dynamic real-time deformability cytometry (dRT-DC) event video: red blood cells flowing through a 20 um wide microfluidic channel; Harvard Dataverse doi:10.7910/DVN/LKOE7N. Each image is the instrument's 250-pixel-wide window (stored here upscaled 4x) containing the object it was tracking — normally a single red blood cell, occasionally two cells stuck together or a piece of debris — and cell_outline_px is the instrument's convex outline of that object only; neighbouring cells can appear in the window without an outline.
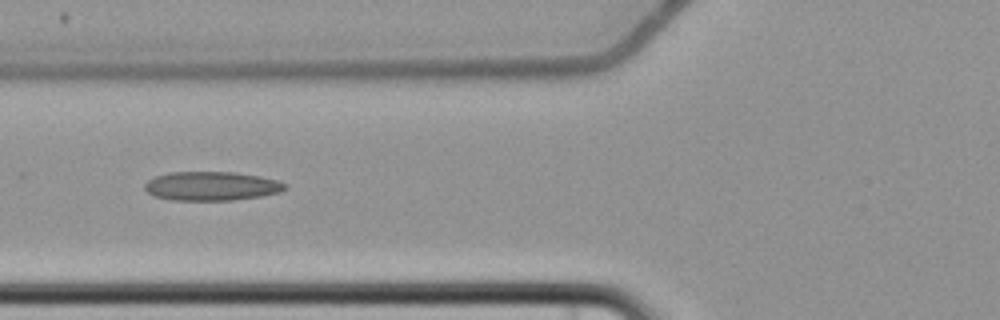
{"species": "common noctule bat (a hibernating species)", "species_latin": "Nyctalus noctula", "temperature_condition": "cold", "stored_images_in_passage": 8, "camera_frame_rate_fps": 3000, "um_per_image_px": 0.085, "animal": {"sex": "female", "body_mass_g": 22.7, "forearm_length_mm": 54.2}, "frame": {"image": 1, "passage_image": 4, "time_ms": 4.667, "image_size_px": [1000, 320], "cell_outline_px": [[288, 188], [280, 192], [260, 196], [232, 200], [168, 200], [152, 196], [144, 188], [144, 184], [148, 180], [156, 176], [168, 172], [236, 172], [260, 176], [276, 180], [288, 184]], "centroid_in_image_um": [17.97, 15.81], "position_along_channel_um": 107.8, "area_um2": 23.87}}
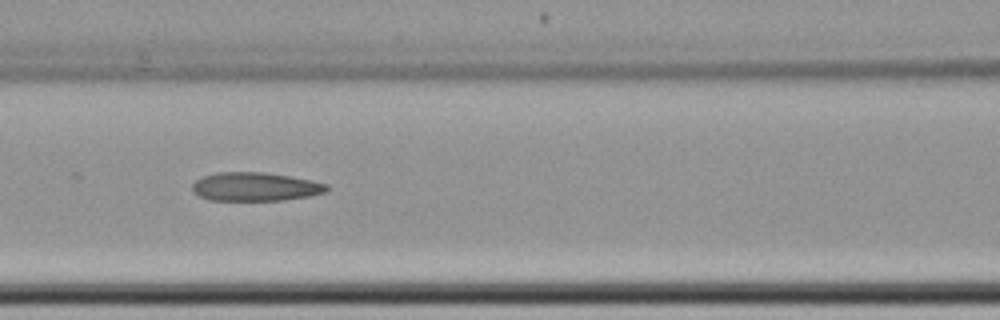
{"frame": {"image": 2, "passage_image": 5, "time_ms": 5.667, "image_size_px": [1000, 320], "cell_outline_px": [[328, 192], [308, 196], [284, 200], [208, 200], [192, 192], [192, 184], [196, 180], [204, 176], [216, 172], [264, 172], [292, 176], [312, 180], [328, 184]], "centroid_in_image_um": [21.71, 15.86], "position_along_channel_um": 144.9, "area_um2": 22.6}}
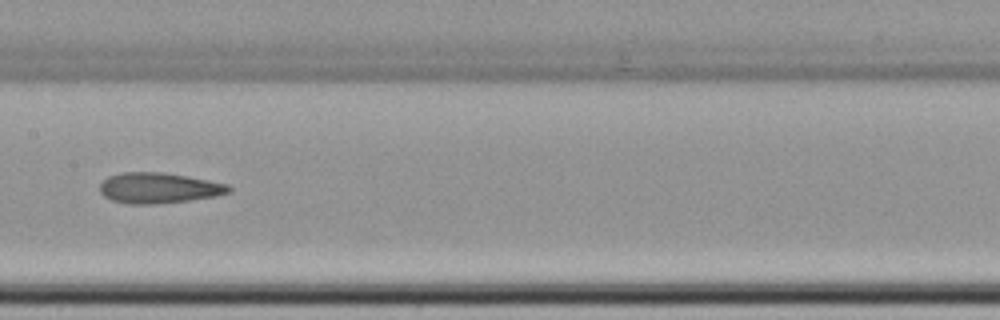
{"frame": {"image": 3, "passage_image": 6, "time_ms": 7.0, "image_size_px": [1000, 320], "cell_outline_px": [[232, 192], [216, 196], [188, 200], [156, 204], [128, 204], [112, 200], [104, 196], [100, 192], [100, 184], [108, 176], [120, 172], [160, 172], [188, 176], [228, 184], [232, 188]], "centroid_in_image_um": [13.5, 15.97], "position_along_channel_um": 193.9, "area_um2": 23.06}}